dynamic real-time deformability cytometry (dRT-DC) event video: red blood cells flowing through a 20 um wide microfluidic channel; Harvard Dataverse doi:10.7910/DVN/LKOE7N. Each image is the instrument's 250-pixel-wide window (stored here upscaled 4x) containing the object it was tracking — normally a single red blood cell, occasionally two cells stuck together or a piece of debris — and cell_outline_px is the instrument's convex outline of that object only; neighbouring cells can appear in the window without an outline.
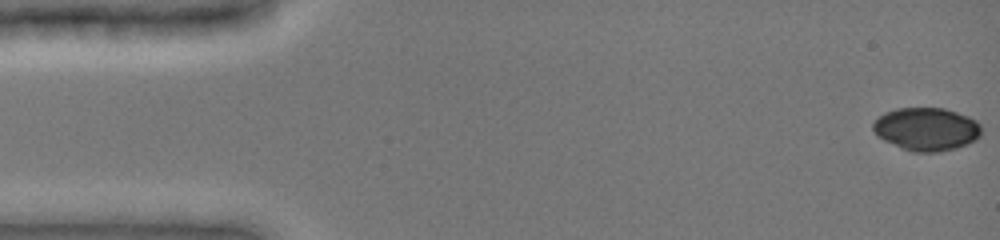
{"species": "common noctule bat (a hibernating species)", "species_latin": "Nyctalus noctula", "temperature_condition": "cold", "stored_images_in_passage": 49, "camera_frame_rate_fps": 3000, "um_per_image_px": 0.085, "animal": {"sex": "female", "body_mass_g": 19.0, "forearm_length_mm": 51.5}, "frame": {"image": 1, "passage_image": 1, "time_ms": 0.0, "image_size_px": [1000, 240], "cell_outline_px": [[980, 136], [976, 140], [968, 144], [956, 148], [940, 152], [912, 152], [884, 140], [872, 128], [872, 124], [884, 112], [896, 108], [944, 108], [968, 116], [976, 120], [980, 124]], "centroid_in_image_um": [78.78, 10.97], "position_along_channel_um": 6.2, "area_um2": 27.11}}
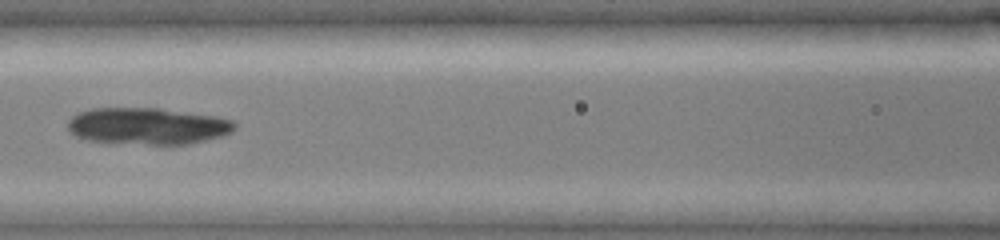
{"frame": {"image": 2, "passage_image": 22, "time_ms": 7.0, "image_size_px": [1000, 240], "cell_outline_px": [[236, 128], [232, 132], [224, 136], [188, 144], [148, 144], [84, 140], [68, 132], [68, 120], [76, 112], [92, 108], [160, 108], [216, 116], [236, 120]], "centroid_in_image_um": [12.56, 10.7], "position_along_channel_um": 154.0, "area_um2": 36.07}}
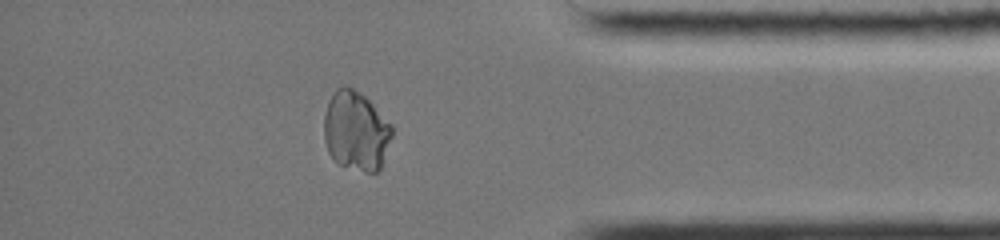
{"frame": {"image": 3, "passage_image": 42, "time_ms": 13.667, "image_size_px": [1000, 240], "cell_outline_px": [[392, 136], [380, 168], [376, 172], [364, 172], [336, 164], [328, 152], [324, 140], [324, 116], [328, 100], [336, 88], [352, 88], [360, 92], [392, 124]], "centroid_in_image_um": [30.24, 11.15], "position_along_channel_um": 405.0, "area_um2": 31.44}}